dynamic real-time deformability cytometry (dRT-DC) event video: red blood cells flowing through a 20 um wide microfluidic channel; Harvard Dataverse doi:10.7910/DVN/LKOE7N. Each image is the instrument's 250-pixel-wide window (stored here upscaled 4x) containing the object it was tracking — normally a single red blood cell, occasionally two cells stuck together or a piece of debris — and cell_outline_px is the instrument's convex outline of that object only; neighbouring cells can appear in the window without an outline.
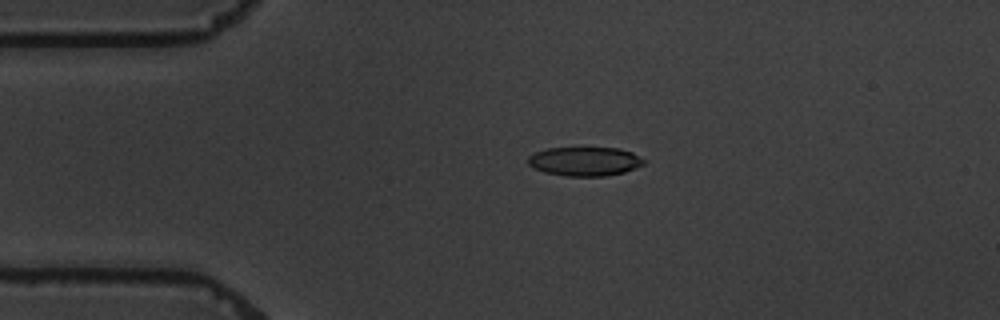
{"species": "common noctule bat (a hibernating species)", "species_latin": "Nyctalus noctula", "temperature_condition": "warm", "stored_images_in_passage": 6, "camera_frame_rate_fps": 3000, "um_per_image_px": 0.085, "animal": {"sex": "male", "body_mass_g": 19.5, "forearm_length_mm": 54.6}, "frame": {"image": 1, "passage_image": 6, "time_ms": 5.667, "image_size_px": [1000, 320], "cell_outline_px": [[644, 164], [624, 172], [604, 176], [568, 176], [544, 172], [528, 164], [528, 156], [536, 152], [548, 148], [620, 148], [632, 152], [644, 160]], "centroid_in_image_um": [49.7, 13.71], "position_along_channel_um": 35.3, "area_um2": 19.36}}